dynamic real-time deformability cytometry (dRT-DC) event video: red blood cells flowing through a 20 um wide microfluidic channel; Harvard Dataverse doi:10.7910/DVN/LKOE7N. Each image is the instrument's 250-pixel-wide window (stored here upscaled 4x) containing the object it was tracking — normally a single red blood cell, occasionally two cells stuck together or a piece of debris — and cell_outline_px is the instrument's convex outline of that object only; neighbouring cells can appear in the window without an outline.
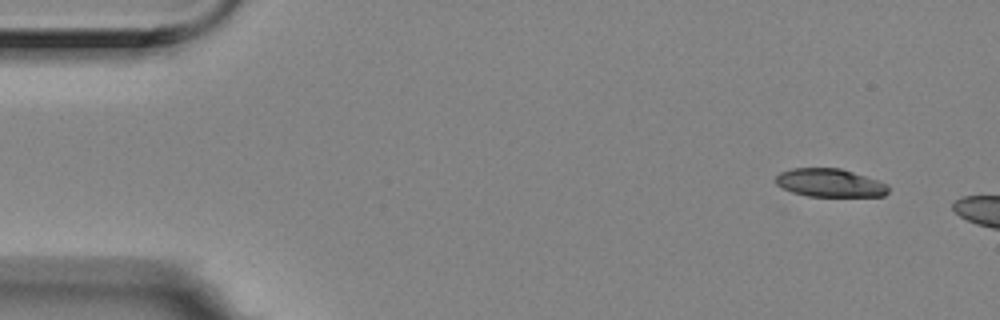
{"species": "Egyptian fruit bat (a non-hibernating species)", "species_latin": "Rousettus aegyptiacus", "temperature_condition": "room temperature", "stored_images_in_passage": 4, "camera_frame_rate_fps": 3000, "um_per_image_px": 0.085, "animal": {"sex": "female"}, "frame": {"image": 1, "passage_image": 1, "time_ms": 0.0, "image_size_px": [1000, 320], "cell_outline_px": [[888, 192], [884, 196], [808, 196], [792, 192], [776, 184], [772, 180], [780, 172], [792, 168], [840, 168], [888, 184]], "centroid_in_image_um": [70.49, 15.54], "position_along_channel_um": 14.5, "area_um2": 18.44}}